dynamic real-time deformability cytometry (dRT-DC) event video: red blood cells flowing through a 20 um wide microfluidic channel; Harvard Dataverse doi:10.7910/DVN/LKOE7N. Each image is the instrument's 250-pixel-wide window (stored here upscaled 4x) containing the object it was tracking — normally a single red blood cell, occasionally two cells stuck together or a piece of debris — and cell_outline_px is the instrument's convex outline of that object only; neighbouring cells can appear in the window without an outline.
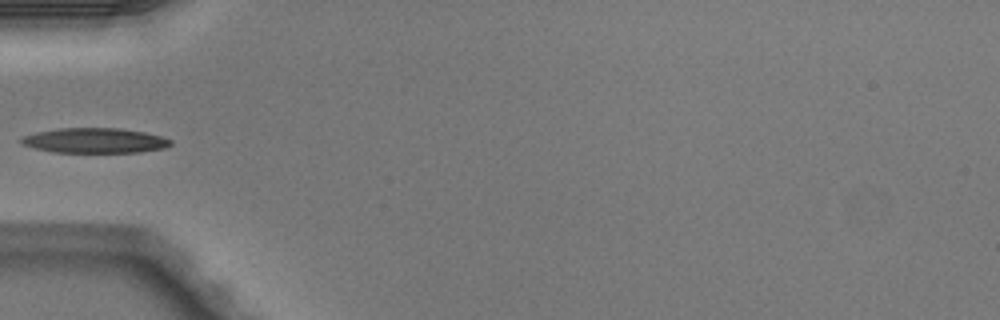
{"species": "Egyptian fruit bat (a non-hibernating species)", "species_latin": "Rousettus aegyptiacus", "temperature_condition": "warm", "stored_images_in_passage": 5, "camera_frame_rate_fps": 3000, "um_per_image_px": 0.085, "animal": {"sex": "male"}, "frame": {"image": 1, "passage_image": 5, "time_ms": 1.333, "image_size_px": [1000, 320], "cell_outline_px": [[172, 144], [164, 148], [140, 152], [52, 152], [20, 144], [20, 136], [36, 132], [60, 128], [120, 128], [144, 132], [160, 136], [172, 140]], "centroid_in_image_um": [8.03, 11.94], "position_along_channel_um": 77.0, "area_um2": 21.79}}